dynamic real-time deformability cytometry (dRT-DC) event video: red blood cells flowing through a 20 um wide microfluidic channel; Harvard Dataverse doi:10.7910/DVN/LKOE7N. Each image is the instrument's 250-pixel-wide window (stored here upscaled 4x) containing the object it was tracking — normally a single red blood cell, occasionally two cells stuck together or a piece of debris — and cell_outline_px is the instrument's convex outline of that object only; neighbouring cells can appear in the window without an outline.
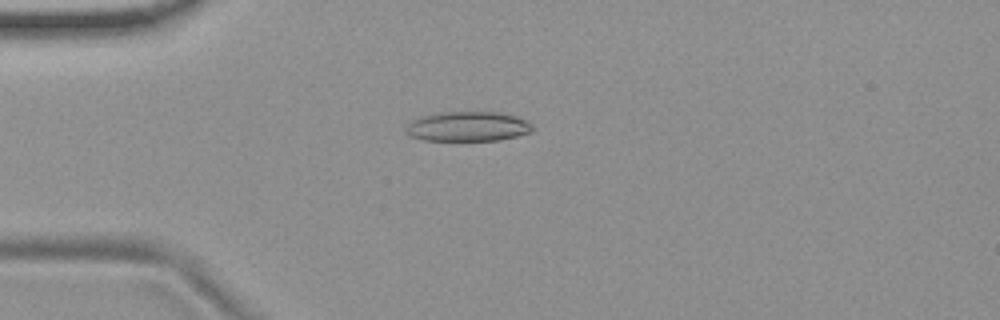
{"species": "common noctule bat (a hibernating species)", "species_latin": "Nyctalus noctula", "temperature_condition": "room temperature", "stored_images_in_passage": 47, "camera_frame_rate_fps": 3000, "um_per_image_px": 0.085, "animal": {"sex": "female", "body_mass_g": 19.9}, "frame": {"image": 1, "passage_image": 7, "time_ms": 2.0, "image_size_px": [1000, 320], "cell_outline_px": [[536, 128], [532, 132], [500, 140], [424, 140], [408, 136], [404, 132], [404, 128], [412, 120], [424, 116], [444, 112], [496, 112], [516, 116], [532, 124]], "centroid_in_image_um": [39.76, 10.76], "position_along_channel_um": 45.2, "area_um2": 21.96}}
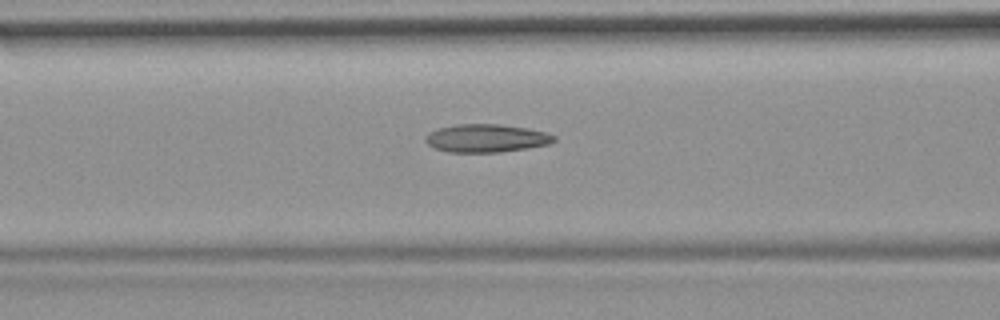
{"frame": {"image": 2, "passage_image": 15, "time_ms": 4.667, "image_size_px": [1000, 320], "cell_outline_px": [[556, 140], [548, 144], [528, 148], [500, 152], [448, 152], [436, 148], [428, 144], [424, 140], [424, 136], [428, 132], [440, 128], [456, 124], [500, 124], [528, 128], [544, 132], [556, 136]], "centroid_in_image_um": [41.32, 11.74], "position_along_channel_um": 125.3, "area_um2": 21.04}}
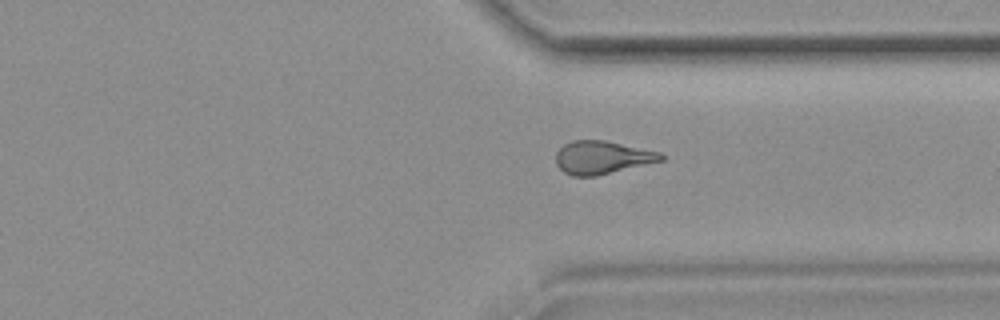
{"frame": {"image": 3, "passage_image": 34, "time_ms": 11.0, "image_size_px": [1000, 320], "cell_outline_px": [[664, 160], [596, 176], [572, 176], [564, 172], [556, 164], [556, 152], [564, 144], [572, 140], [604, 140], [660, 152], [664, 156]], "centroid_in_image_um": [51.16, 13.38], "position_along_channel_um": 360.2, "area_um2": 20.17}, "authors_computed_cell_mechanics": {"area_um2": 20.3456, "velocity_mm_per_s": 3.7118, "shape_relaxation_time_tau1_ms": 10.8279, "shape_relaxation_time_tau2_ms": 2.3762, "deformation_change_tau1": 0.2736, "deformation_change_tau2": 0.1252}}